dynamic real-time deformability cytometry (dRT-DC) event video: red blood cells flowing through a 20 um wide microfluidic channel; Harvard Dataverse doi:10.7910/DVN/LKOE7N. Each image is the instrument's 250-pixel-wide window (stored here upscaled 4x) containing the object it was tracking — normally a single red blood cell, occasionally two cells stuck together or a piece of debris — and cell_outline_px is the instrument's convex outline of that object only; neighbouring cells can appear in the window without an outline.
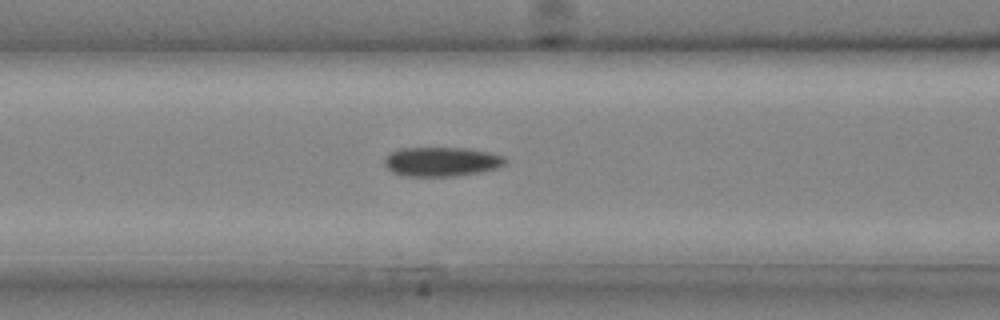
{"species": "common noctule bat (a hibernating species)", "species_latin": "Nyctalus noctula", "temperature_condition": "cold", "stored_images_in_passage": 23, "camera_frame_rate_fps": 3000, "um_per_image_px": 0.085, "animal": {"sex": "male", "body_mass_g": 20.4}, "frame": {"image": 1, "passage_image": 5, "time_ms": 1.333, "image_size_px": [1000, 320], "cell_outline_px": [[508, 160], [504, 164], [496, 168], [456, 176], [404, 176], [392, 172], [384, 164], [384, 160], [388, 152], [400, 148], [464, 148], [488, 152], [504, 156]], "centroid_in_image_um": [37.48, 13.73], "position_along_channel_um": 129.1, "area_um2": 20.58}}
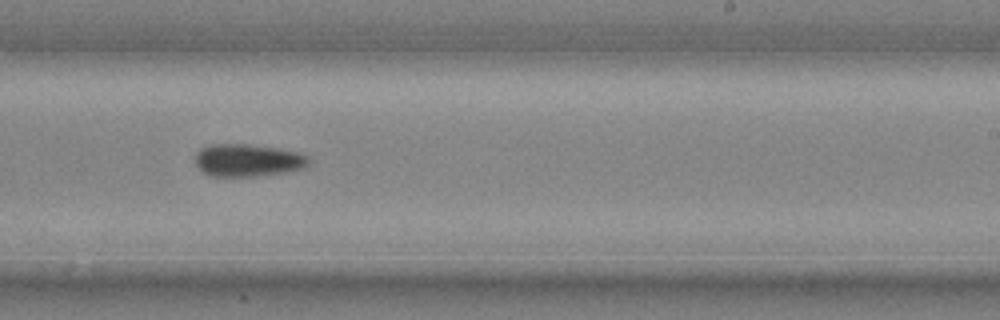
{"frame": {"image": 2, "passage_image": 12, "time_ms": 3.667, "image_size_px": [1000, 320], "cell_outline_px": [[308, 164], [304, 168], [284, 172], [256, 176], [212, 176], [200, 172], [196, 164], [196, 152], [200, 148], [208, 144], [248, 144], [276, 148], [296, 152], [308, 156]], "centroid_in_image_um": [21.0, 13.62], "position_along_channel_um": 268.0, "area_um2": 21.5}}
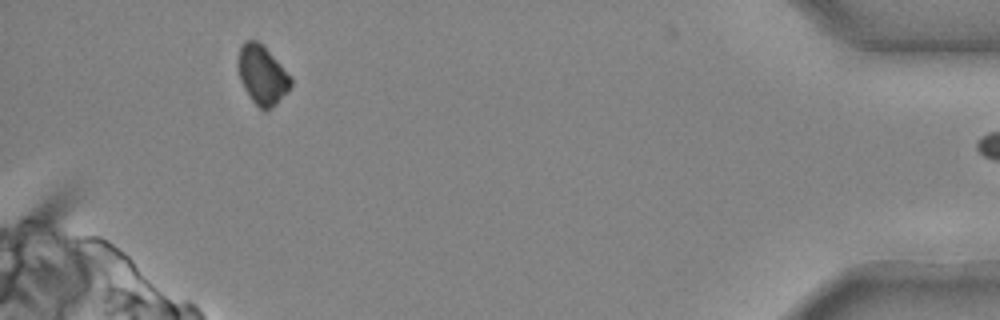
{"frame": {"image": 3, "passage_image": 22, "time_ms": 7.0, "image_size_px": [1000, 320], "cell_outline_px": [[292, 84], [276, 104], [268, 112], [264, 112], [248, 96], [240, 80], [236, 68], [236, 64], [240, 48], [244, 40], [256, 40], [272, 56], [292, 80]], "centroid_in_image_um": [22.22, 6.41], "position_along_channel_um": 413.0, "area_um2": 17.86}}